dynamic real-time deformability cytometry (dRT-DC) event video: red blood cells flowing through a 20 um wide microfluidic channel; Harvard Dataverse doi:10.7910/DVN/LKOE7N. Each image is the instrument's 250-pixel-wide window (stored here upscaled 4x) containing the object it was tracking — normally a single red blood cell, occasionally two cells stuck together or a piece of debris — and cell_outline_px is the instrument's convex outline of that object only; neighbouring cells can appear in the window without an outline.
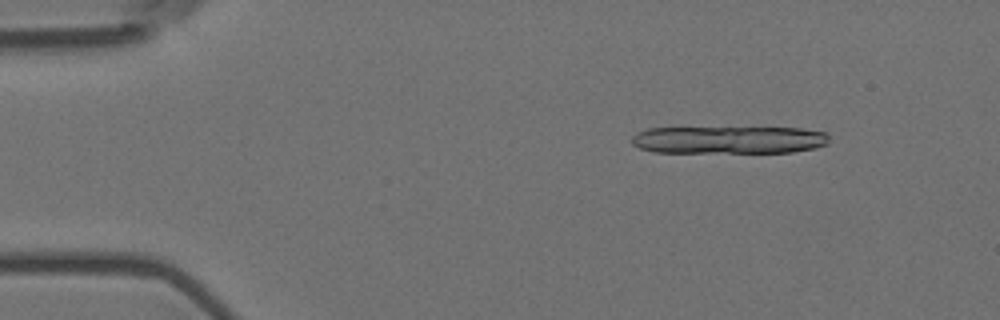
{"species": "Egyptian fruit bat (a non-hibernating species)", "species_latin": "Rousettus aegyptiacus", "temperature_condition": "room temperature", "stored_images_in_passage": 5, "camera_frame_rate_fps": 3000, "um_per_image_px": 0.085, "animal": {"sex": "female"}, "frame": {"image": 1, "passage_image": 2, "time_ms": 0.333, "image_size_px": [1000, 320], "cell_outline_px": [[828, 144], [816, 148], [792, 152], [652, 152], [640, 148], [632, 144], [632, 136], [636, 132], [648, 128], [800, 128], [828, 132]], "centroid_in_image_um": [61.97, 11.89], "position_along_channel_um": 23.0, "area_um2": 31.85}}
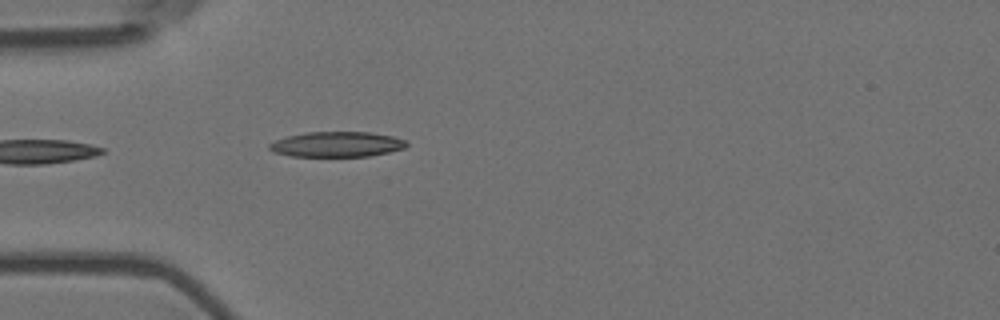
{"frame": {"image": 2, "passage_image": 5, "time_ms": 1.333, "image_size_px": [1000, 320], "cell_outline_px": [[408, 144], [404, 148], [388, 152], [368, 156], [292, 156], [276, 152], [268, 148], [268, 144], [276, 140], [288, 136], [308, 132], [368, 132], [392, 136], [404, 140]], "centroid_in_image_um": [28.63, 12.26], "position_along_channel_um": 56.4, "area_um2": 19.88}}